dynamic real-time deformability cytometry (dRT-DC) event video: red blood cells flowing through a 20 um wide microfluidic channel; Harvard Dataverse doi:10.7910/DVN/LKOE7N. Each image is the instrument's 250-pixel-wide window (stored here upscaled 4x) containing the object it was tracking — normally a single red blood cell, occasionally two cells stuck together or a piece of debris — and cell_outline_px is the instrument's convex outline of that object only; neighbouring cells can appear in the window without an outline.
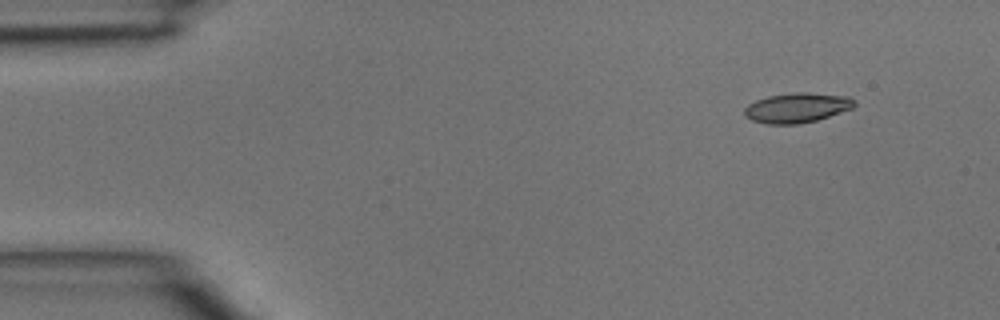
{"species": "common noctule bat (a hibernating species)", "species_latin": "Nyctalus noctula", "temperature_condition": "room temperature", "stored_images_in_passage": 4, "camera_frame_rate_fps": 3000, "um_per_image_px": 0.085, "animal": {"sex": "male", "body_mass_g": 15.6}, "frame": {"image": 1, "passage_image": 2, "time_ms": 0.333, "image_size_px": [1000, 320], "cell_outline_px": [[856, 104], [852, 108], [816, 120], [800, 124], [768, 124], [752, 120], [744, 116], [744, 108], [748, 104], [756, 100], [768, 96], [792, 92], [808, 92], [848, 96], [856, 100]], "centroid_in_image_um": [67.73, 9.15], "position_along_channel_um": 17.3, "area_um2": 19.19}}
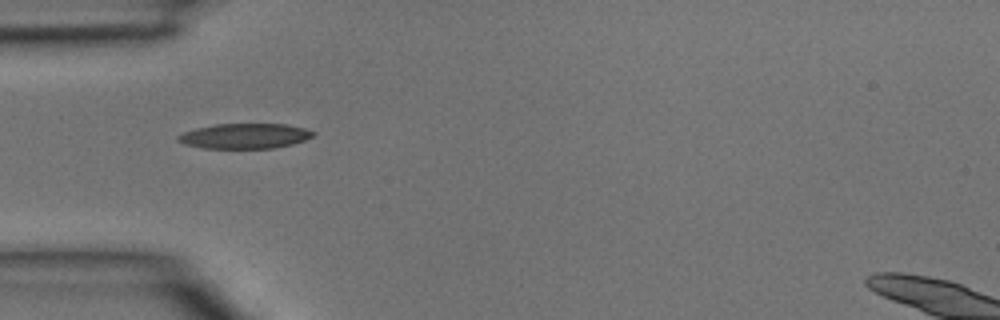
{"frame": {"image": 2, "passage_image": 4, "time_ms": 1.0, "image_size_px": [1000, 320], "cell_outline_px": [[316, 132], [312, 136], [304, 140], [292, 144], [276, 148], [204, 148], [184, 144], [176, 140], [176, 136], [184, 132], [196, 128], [216, 124], [288, 124], [304, 128]], "centroid_in_image_um": [20.79, 11.56], "position_along_channel_um": 64.2, "area_um2": 19.77}}